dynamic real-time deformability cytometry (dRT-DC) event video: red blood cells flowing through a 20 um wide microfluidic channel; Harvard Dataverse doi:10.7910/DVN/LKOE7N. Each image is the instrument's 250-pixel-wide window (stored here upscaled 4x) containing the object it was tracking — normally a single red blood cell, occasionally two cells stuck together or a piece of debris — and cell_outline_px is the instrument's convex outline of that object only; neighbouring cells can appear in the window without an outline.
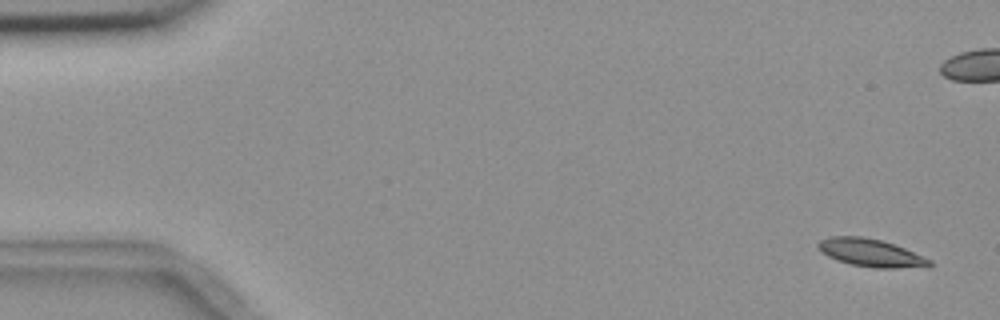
{"species": "common noctule bat (a hibernating species)", "species_latin": "Nyctalus noctula", "temperature_condition": "room temperature", "stored_images_in_passage": 6, "camera_frame_rate_fps": 3000, "um_per_image_px": 0.085, "animal": {"sex": "female", "body_mass_g": 18.4}, "frame": {"image": 1, "passage_image": 1, "time_ms": 0.0, "image_size_px": [1000, 320], "cell_outline_px": [[932, 264], [928, 268], [872, 268], [852, 264], [836, 260], [820, 252], [816, 244], [820, 240], [828, 236], [860, 236], [880, 240], [904, 248], [932, 260]], "centroid_in_image_um": [74.02, 21.5], "position_along_channel_um": 11.0, "area_um2": 18.21}}
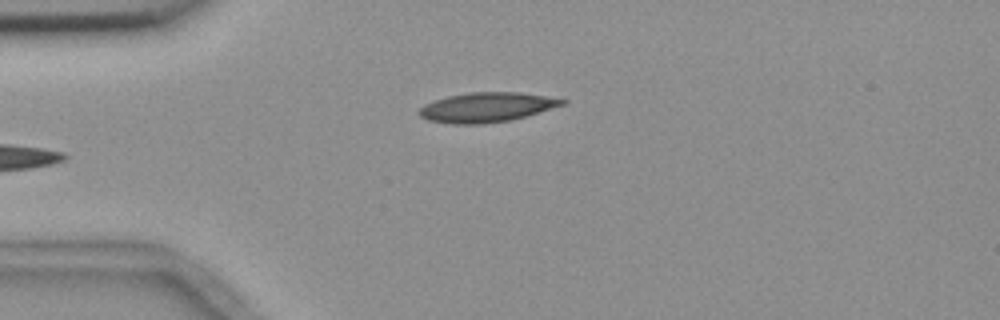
{"frame": {"image": 2, "passage_image": 6, "time_ms": 5.667, "image_size_px": [1000, 320], "cell_outline_px": [[568, 100], [564, 104], [524, 116], [508, 120], [484, 124], [452, 124], [428, 120], [420, 116], [416, 112], [424, 104], [448, 96], [472, 92], [520, 92]], "centroid_in_image_um": [41.3, 9.12], "position_along_channel_um": 43.7, "area_um2": 24.39}}